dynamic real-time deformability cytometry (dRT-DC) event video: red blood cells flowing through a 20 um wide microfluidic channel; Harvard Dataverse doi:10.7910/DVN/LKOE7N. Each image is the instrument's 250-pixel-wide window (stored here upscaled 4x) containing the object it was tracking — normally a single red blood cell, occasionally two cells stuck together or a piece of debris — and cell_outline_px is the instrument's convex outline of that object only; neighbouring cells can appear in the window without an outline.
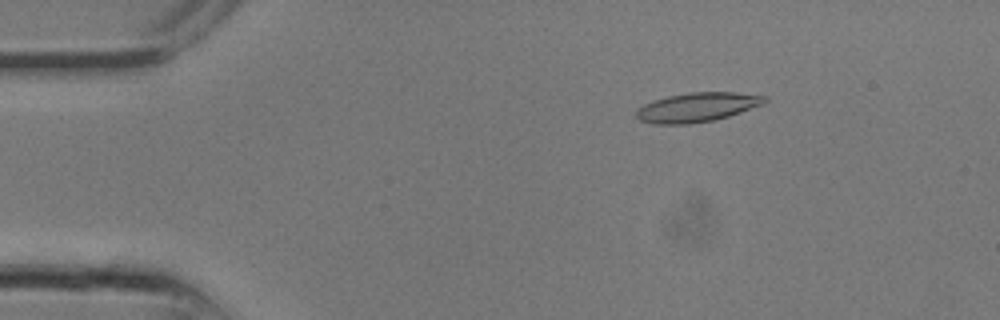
{"species": "common noctule bat (a hibernating species)", "species_latin": "Nyctalus noctula", "temperature_condition": "room temperature", "stored_images_in_passage": 11, "camera_frame_rate_fps": 3000, "um_per_image_px": 0.085, "animal": {"sex": "male", "body_mass_g": 13.3}, "frame": {"image": 1, "passage_image": 4, "time_ms": 1.0, "image_size_px": [1000, 320], "cell_outline_px": [[768, 100], [764, 104], [728, 116], [712, 120], [688, 124], [652, 124], [640, 120], [636, 116], [636, 112], [644, 104], [652, 100], [668, 96], [688, 92], [736, 92], [768, 96]], "centroid_in_image_um": [59.27, 9.1], "position_along_channel_um": 25.7, "area_um2": 21.91}}
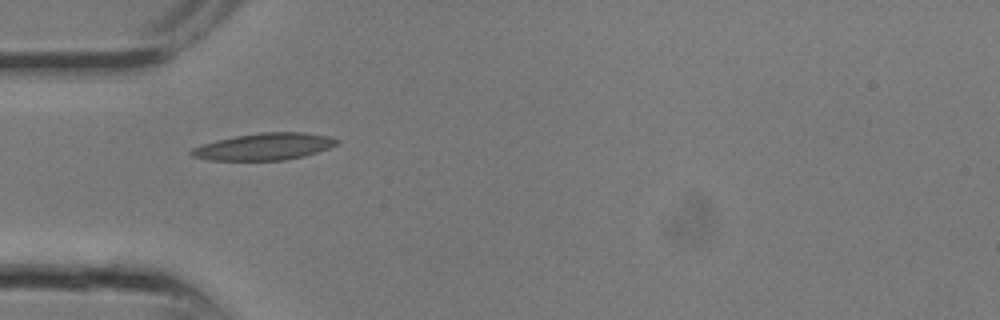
{"frame": {"image": 2, "passage_image": 8, "time_ms": 2.333, "image_size_px": [1000, 320], "cell_outline_px": [[340, 140], [336, 144], [328, 148], [304, 156], [284, 160], [208, 160], [192, 156], [188, 152], [192, 148], [216, 140], [236, 136], [260, 132], [304, 132], [328, 136]], "centroid_in_image_um": [22.44, 12.46], "position_along_channel_um": 62.6, "area_um2": 22.66}}
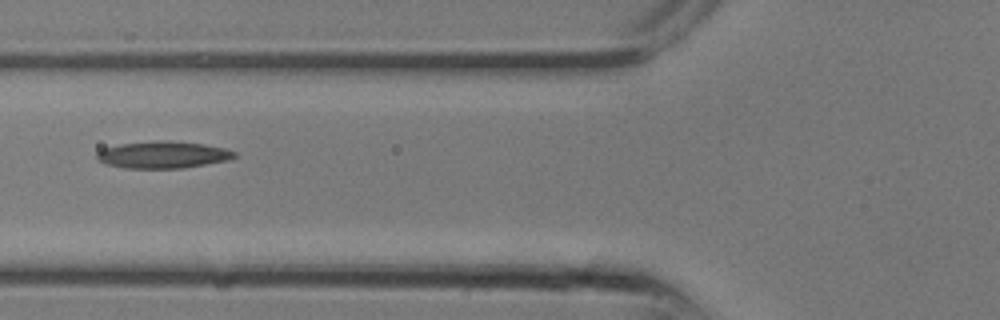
{"frame": {"image": 3, "passage_image": 10, "time_ms": 3.0, "image_size_px": [1000, 320], "cell_outline_px": [[236, 156], [228, 160], [184, 168], [124, 168], [108, 164], [100, 160], [96, 156], [96, 152], [104, 148], [120, 144], [156, 140], [164, 140], [204, 144], [224, 148], [236, 152]], "centroid_in_image_um": [13.86, 13.15], "position_along_channel_um": 111.9, "area_um2": 21.5}}